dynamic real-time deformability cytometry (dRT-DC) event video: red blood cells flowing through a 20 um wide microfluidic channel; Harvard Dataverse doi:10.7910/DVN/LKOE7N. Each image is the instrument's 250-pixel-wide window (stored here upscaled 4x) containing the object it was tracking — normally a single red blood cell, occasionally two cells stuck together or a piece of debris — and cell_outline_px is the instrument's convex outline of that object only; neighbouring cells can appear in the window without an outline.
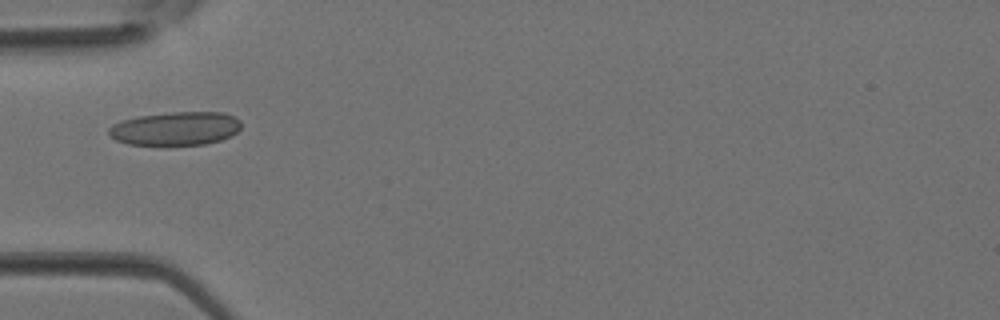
{"species": "Egyptian fruit bat (a non-hibernating species)", "species_latin": "Rousettus aegyptiacus", "temperature_condition": "room temperature", "stored_images_in_passage": 2, "camera_frame_rate_fps": 3000, "um_per_image_px": 0.085, "animal": {"sex": "female"}, "frame": {"image": 1, "passage_image": 2, "time_ms": 0.333, "image_size_px": [1000, 320], "cell_outline_px": [[240, 128], [232, 136], [220, 140], [204, 144], [168, 148], [164, 148], [128, 144], [116, 140], [108, 132], [108, 128], [112, 124], [120, 120], [140, 116], [172, 112], [224, 112], [236, 116], [240, 120]], "centroid_in_image_um": [14.91, 10.97], "position_along_channel_um": 70.1, "area_um2": 26.93}}